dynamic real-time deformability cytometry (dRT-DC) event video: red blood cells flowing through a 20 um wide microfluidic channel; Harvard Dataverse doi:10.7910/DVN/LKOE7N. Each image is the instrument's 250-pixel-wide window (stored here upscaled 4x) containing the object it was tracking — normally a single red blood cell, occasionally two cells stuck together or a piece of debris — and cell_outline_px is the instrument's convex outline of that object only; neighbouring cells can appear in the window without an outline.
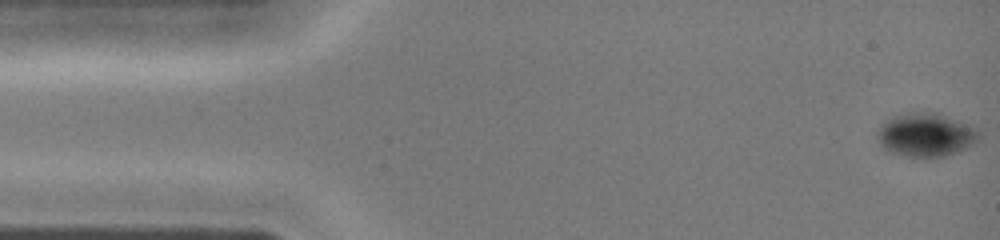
{"species": "common noctule bat (a hibernating species)", "species_latin": "Nyctalus noctula", "temperature_condition": "cold", "stored_images_in_passage": 41, "camera_frame_rate_fps": 3000, "um_per_image_px": 0.085, "animal": {"sex": "female", "body_mass_g": 19.0, "forearm_length_mm": 51.5}, "frame": {"image": 1, "passage_image": 1, "time_ms": 0.0, "image_size_px": [1000, 240], "cell_outline_px": [[980, 140], [976, 144], [968, 148], [944, 156], [904, 156], [888, 152], [880, 144], [876, 136], [880, 128], [892, 116], [908, 112], [936, 112], [968, 124], [976, 128], [980, 132]], "centroid_in_image_um": [78.73, 11.46], "position_along_channel_um": 6.3, "area_um2": 25.84}}
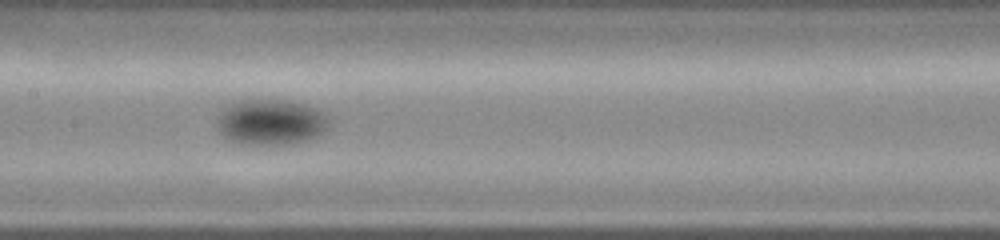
{"frame": {"image": 2, "passage_image": 20, "time_ms": 6.333, "image_size_px": [1000, 240], "cell_outline_px": [[332, 124], [324, 132], [308, 140], [280, 144], [248, 144], [232, 140], [224, 136], [216, 128], [216, 116], [224, 108], [240, 100], [280, 100], [300, 104], [316, 108]], "centroid_in_image_um": [22.99, 10.38], "position_along_channel_um": 184.4, "area_um2": 29.36}}
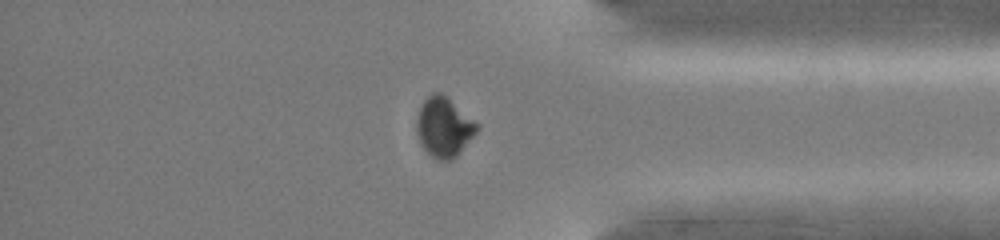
{"frame": {"image": 3, "passage_image": 34, "time_ms": 11.0, "image_size_px": [1000, 240], "cell_outline_px": [[480, 128], [456, 156], [452, 160], [440, 160], [432, 156], [424, 148], [420, 140], [416, 128], [416, 120], [420, 108], [424, 100], [432, 92], [440, 92], [448, 96], [480, 124]], "centroid_in_image_um": [37.77, 10.76], "position_along_channel_um": 397.4, "area_um2": 20.98}}